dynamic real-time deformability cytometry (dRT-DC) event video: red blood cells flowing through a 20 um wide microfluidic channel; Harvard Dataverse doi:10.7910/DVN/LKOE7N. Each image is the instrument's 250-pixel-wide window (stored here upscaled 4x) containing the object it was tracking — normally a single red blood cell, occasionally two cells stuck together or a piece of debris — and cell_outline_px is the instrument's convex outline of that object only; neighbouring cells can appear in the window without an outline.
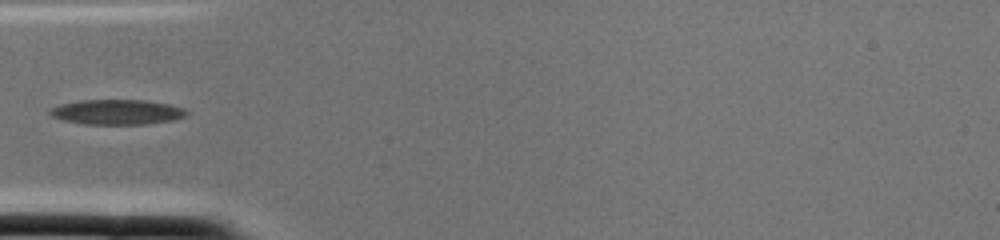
{"species": "common noctule bat (a hibernating species)", "species_latin": "Nyctalus noctula", "temperature_condition": "cold", "stored_images_in_passage": 1, "camera_frame_rate_fps": 3000, "um_per_image_px": 0.085, "animal": {"sex": "female", "body_mass_g": 22.0, "forearm_length_mm": 56.7}, "frame": {"image": 1, "passage_image": 1, "time_ms": 0.0, "image_size_px": [1000, 240], "cell_outline_px": [[188, 112], [184, 116], [172, 120], [148, 124], [84, 124], [64, 120], [52, 116], [48, 112], [52, 108], [60, 104], [80, 100], [144, 100], [168, 104], [184, 108]], "centroid_in_image_um": [9.94, 9.52], "position_along_channel_um": 75.1, "area_um2": 19.77}}